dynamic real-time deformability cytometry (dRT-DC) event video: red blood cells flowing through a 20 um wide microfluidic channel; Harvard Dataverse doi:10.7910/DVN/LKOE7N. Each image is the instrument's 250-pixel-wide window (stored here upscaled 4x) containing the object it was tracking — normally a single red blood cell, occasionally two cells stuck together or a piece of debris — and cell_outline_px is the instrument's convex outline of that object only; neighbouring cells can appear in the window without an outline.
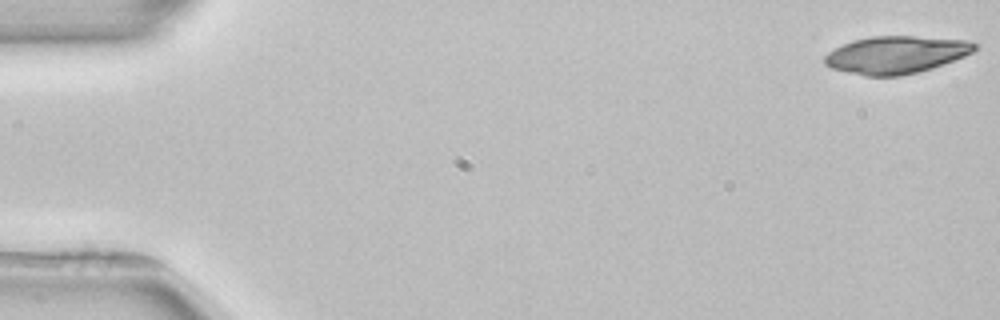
{"species": "common noctule bat (a hibernating species)", "species_latin": "Nyctalus noctula", "temperature_condition": "room temperature", "stored_images_in_passage": 4, "camera_frame_rate_fps": 3000, "um_per_image_px": 0.085, "animal": {"sex": "female", "body_mass_g": 22.7, "forearm_length_mm": 54.2}, "frame": {"image": 1, "passage_image": 1, "time_ms": 0.0, "image_size_px": [1000, 320], "cell_outline_px": [[980, 44], [972, 52], [964, 56], [932, 68], [900, 76], [864, 76], [832, 68], [824, 64], [824, 56], [828, 52], [844, 44], [856, 40], [872, 36], [916, 36], [968, 40]], "centroid_in_image_um": [76.19, 4.65], "position_along_channel_um": 8.8, "area_um2": 32.6}}
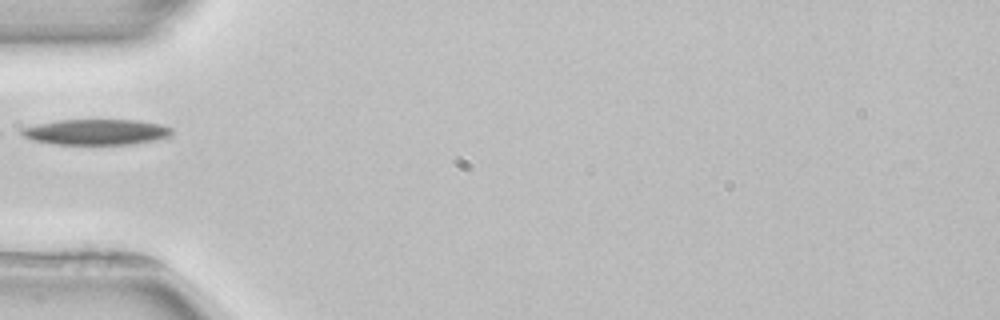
{"frame": {"image": 2, "passage_image": 4, "time_ms": 5.667, "image_size_px": [1000, 320], "cell_outline_px": [[172, 132], [168, 136], [152, 140], [128, 144], [56, 144], [32, 140], [16, 132], [20, 128], [36, 124], [56, 120], [136, 120], [160, 124], [172, 128]], "centroid_in_image_um": [8.08, 11.21], "position_along_channel_um": 76.9, "area_um2": 22.31}}